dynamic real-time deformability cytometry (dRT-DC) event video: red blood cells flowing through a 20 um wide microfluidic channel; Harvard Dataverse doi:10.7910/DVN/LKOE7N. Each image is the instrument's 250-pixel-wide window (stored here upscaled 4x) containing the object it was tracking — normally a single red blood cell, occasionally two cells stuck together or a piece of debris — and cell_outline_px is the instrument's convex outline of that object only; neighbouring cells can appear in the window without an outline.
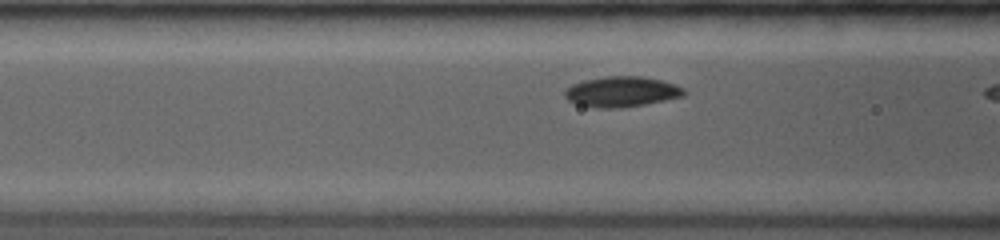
{"species": "common noctule bat (a hibernating species)", "species_latin": "Nyctalus noctula", "temperature_condition": "room temperature", "stored_images_in_passage": 13, "camera_frame_rate_fps": 3500, "um_per_image_px": 0.085, "animal": {"sex": "female", "body_mass_g": 19.0, "forearm_length_mm": 53.3}, "frame": {"image": 1, "passage_image": 6, "time_ms": 1.714, "image_size_px": [1000, 240], "cell_outline_px": [[684, 96], [644, 104], [620, 108], [596, 108], [576, 104], [568, 100], [564, 96], [564, 92], [572, 84], [584, 80], [604, 76], [644, 76], [660, 80], [684, 88]], "centroid_in_image_um": [52.79, 7.79], "position_along_channel_um": 113.8, "area_um2": 21.04}}